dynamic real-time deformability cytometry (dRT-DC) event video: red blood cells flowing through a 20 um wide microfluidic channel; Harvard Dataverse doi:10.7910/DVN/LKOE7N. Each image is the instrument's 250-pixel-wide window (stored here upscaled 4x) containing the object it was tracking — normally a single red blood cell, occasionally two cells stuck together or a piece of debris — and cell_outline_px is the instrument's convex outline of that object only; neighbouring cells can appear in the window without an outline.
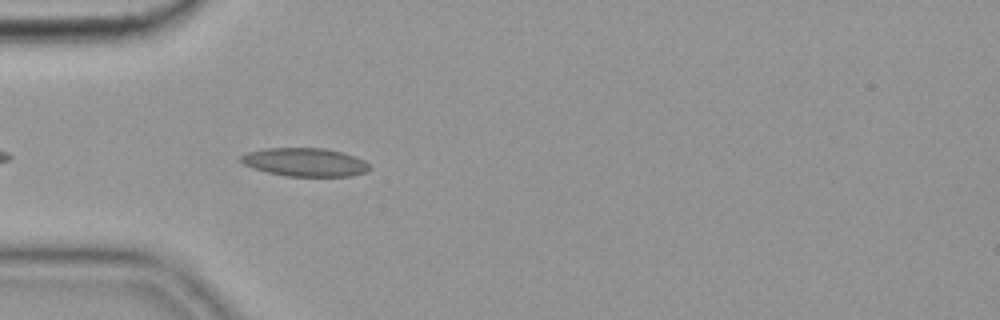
{"species": "common noctule bat (a hibernating species)", "species_latin": "Nyctalus noctula", "temperature_condition": "cold", "stored_images_in_passage": 8, "camera_frame_rate_fps": 3000, "um_per_image_px": 0.085, "animal": {"sex": "female", "body_mass_g": 19.9}, "frame": {"image": 1, "passage_image": 4, "time_ms": 1.0, "image_size_px": [1000, 320], "cell_outline_px": [[372, 168], [368, 172], [352, 176], [288, 176], [268, 172], [244, 164], [236, 160], [240, 156], [248, 152], [268, 148], [324, 148], [344, 152], [356, 156], [364, 160]], "centroid_in_image_um": [25.97, 13.78], "position_along_channel_um": 59.0, "area_um2": 21.39}}